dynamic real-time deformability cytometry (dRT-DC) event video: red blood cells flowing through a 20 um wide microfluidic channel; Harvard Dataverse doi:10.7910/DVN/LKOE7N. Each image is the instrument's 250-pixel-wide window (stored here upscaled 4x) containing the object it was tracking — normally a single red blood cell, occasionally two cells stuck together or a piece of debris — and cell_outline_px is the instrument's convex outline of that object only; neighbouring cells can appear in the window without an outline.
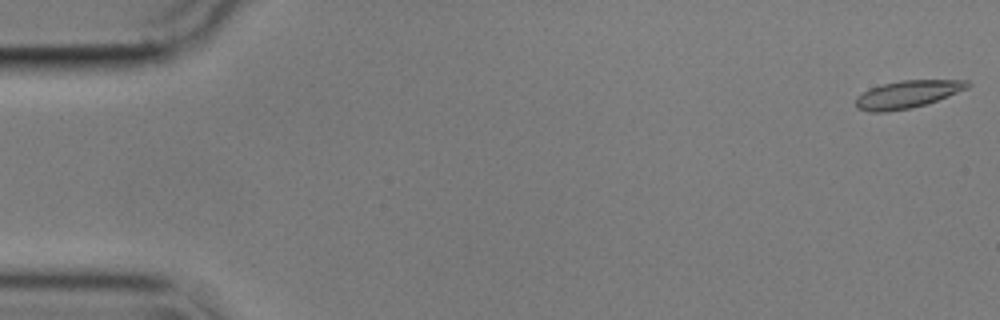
{"species": "common noctule bat (a hibernating species)", "species_latin": "Nyctalus noctula", "temperature_condition": "cold", "stored_images_in_passage": 57, "camera_frame_rate_fps": 3000, "um_per_image_px": 0.085, "animal": {"sex": "male", "body_mass_g": 17.9}, "frame": {"image": 1, "passage_image": 1, "time_ms": 0.0, "image_size_px": [1000, 320], "cell_outline_px": [[972, 84], [968, 88], [948, 96], [912, 108], [888, 112], [868, 112], [856, 108], [856, 96], [872, 88], [884, 84], [900, 80], [968, 80]], "centroid_in_image_um": [77.13, 8.02], "position_along_channel_um": 7.9, "area_um2": 17.86}}
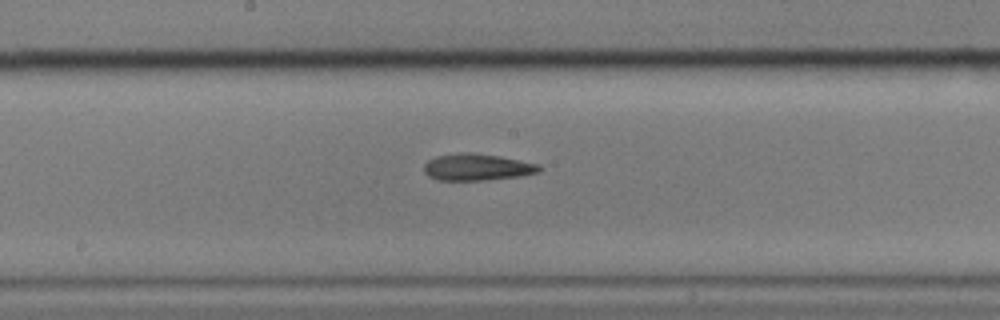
{"frame": {"image": 2, "passage_image": 30, "time_ms": 9.667, "image_size_px": [1000, 320], "cell_outline_px": [[544, 168], [540, 172], [520, 176], [488, 180], [436, 180], [428, 176], [424, 172], [424, 164], [428, 160], [436, 156], [460, 152], [472, 152], [500, 156], [540, 164]], "centroid_in_image_um": [40.58, 14.2], "position_along_channel_um": 207.6, "area_um2": 18.26}}
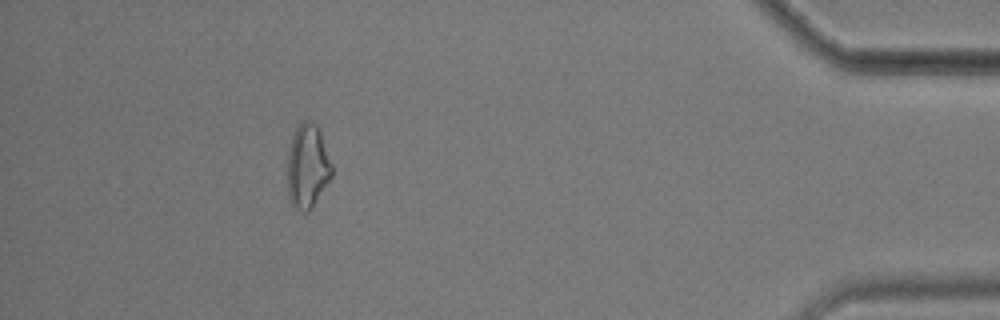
{"frame": {"image": 3, "passage_image": 52, "time_ms": 17.0, "image_size_px": [1000, 320], "cell_outline_px": [[332, 176], [312, 208], [308, 212], [304, 212], [292, 208], [288, 200], [288, 152], [292, 136], [296, 128], [304, 120], [308, 120], [316, 124], [320, 132], [332, 164]], "centroid_in_image_um": [26.13, 14.18], "position_along_channel_um": 409.1, "area_um2": 21.85}}